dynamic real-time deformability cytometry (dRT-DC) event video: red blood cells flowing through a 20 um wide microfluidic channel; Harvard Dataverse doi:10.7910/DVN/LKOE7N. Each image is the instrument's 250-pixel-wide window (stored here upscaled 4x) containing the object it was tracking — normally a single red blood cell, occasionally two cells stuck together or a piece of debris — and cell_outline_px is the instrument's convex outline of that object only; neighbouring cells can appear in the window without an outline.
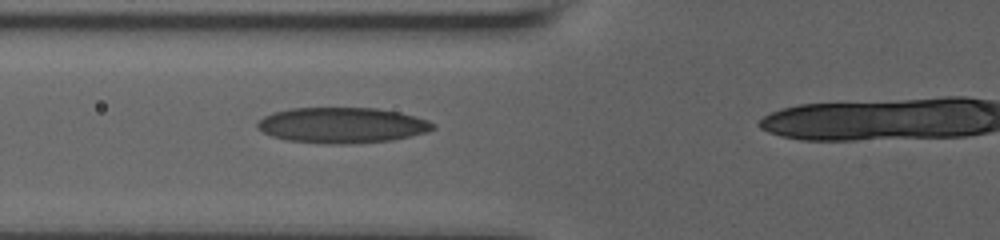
{"species": "human", "species_latin": "Homo sapiens", "temperature_condition": "room temperature", "stored_images_in_passage": 3, "camera_frame_rate_fps": 3000, "um_per_image_px": 0.085, "donor": {"sex": "male"}, "frame": {"image": 1, "passage_image": 2, "time_ms": 0.667, "image_size_px": [1000, 240], "cell_outline_px": [[436, 128], [424, 132], [392, 140], [348, 144], [324, 144], [288, 140], [272, 136], [264, 132], [256, 124], [264, 116], [272, 112], [292, 108], [376, 108], [400, 112], [416, 116], [428, 120], [436, 124]], "centroid_in_image_um": [29.09, 10.64], "position_along_channel_um": 96.7, "area_um2": 36.36}}